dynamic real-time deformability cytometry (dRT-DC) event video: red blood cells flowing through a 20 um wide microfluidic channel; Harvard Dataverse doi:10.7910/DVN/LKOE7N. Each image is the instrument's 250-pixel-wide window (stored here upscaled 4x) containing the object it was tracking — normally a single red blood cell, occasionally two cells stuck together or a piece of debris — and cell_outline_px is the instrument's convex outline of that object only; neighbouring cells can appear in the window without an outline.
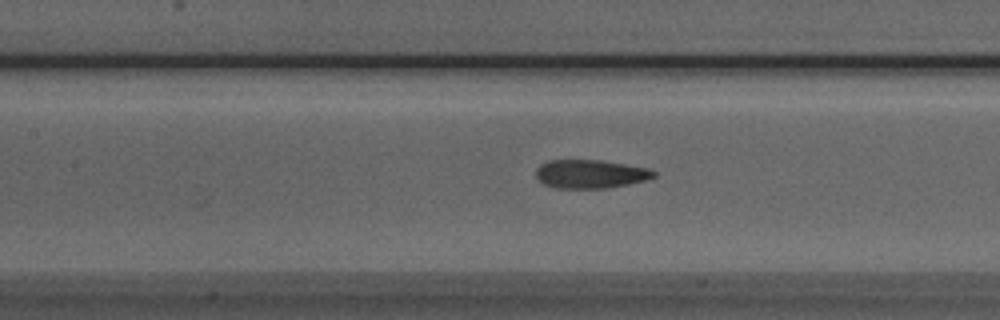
{"species": "Egyptian fruit bat (a non-hibernating species)", "species_latin": "Rousettus aegyptiacus", "temperature_condition": "room temperature", "stored_images_in_passage": 25, "camera_frame_rate_fps": 3000, "um_per_image_px": 0.085, "animal": {"sex": "male"}, "frame": {"image": 1, "passage_image": 13, "time_ms": 4.0, "image_size_px": [1000, 320], "cell_outline_px": [[656, 176], [644, 180], [628, 184], [608, 188], [556, 188], [544, 184], [536, 180], [536, 168], [540, 164], [548, 160], [600, 160], [648, 168], [656, 172]], "centroid_in_image_um": [50.14, 14.79], "position_along_channel_um": 157.3, "area_um2": 19.65}}
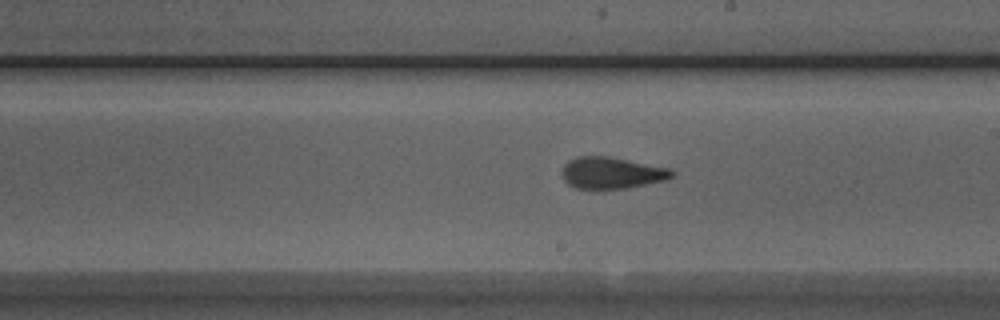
{"frame": {"image": 2, "passage_image": 19, "time_ms": 6.0, "image_size_px": [1000, 320], "cell_outline_px": [[676, 172], [672, 176], [664, 180], [624, 188], [576, 188], [568, 184], [564, 180], [560, 172], [564, 164], [568, 160], [576, 156], [608, 156], [668, 168]], "centroid_in_image_um": [51.92, 14.68], "position_along_channel_um": 237.1, "area_um2": 20.0}}
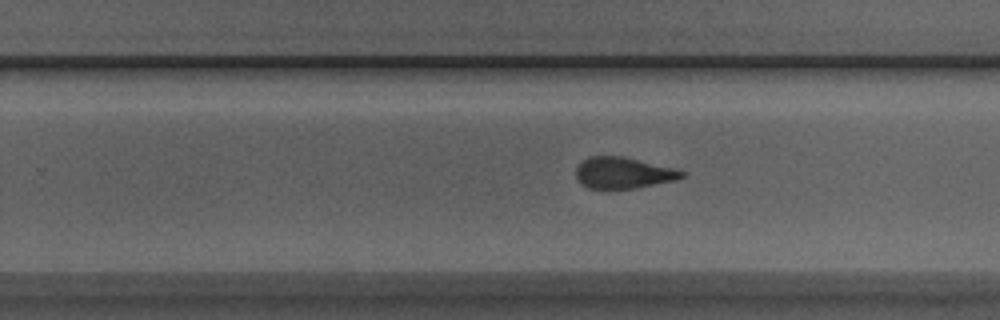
{"frame": {"image": 3, "passage_image": 22, "time_ms": 7.0, "image_size_px": [1000, 320], "cell_outline_px": [[684, 176], [676, 180], [636, 188], [604, 192], [588, 188], [580, 184], [576, 180], [576, 168], [588, 156], [624, 156], [680, 168], [684, 172]], "centroid_in_image_um": [52.97, 14.73], "position_along_channel_um": 276.8, "area_um2": 20.29}}